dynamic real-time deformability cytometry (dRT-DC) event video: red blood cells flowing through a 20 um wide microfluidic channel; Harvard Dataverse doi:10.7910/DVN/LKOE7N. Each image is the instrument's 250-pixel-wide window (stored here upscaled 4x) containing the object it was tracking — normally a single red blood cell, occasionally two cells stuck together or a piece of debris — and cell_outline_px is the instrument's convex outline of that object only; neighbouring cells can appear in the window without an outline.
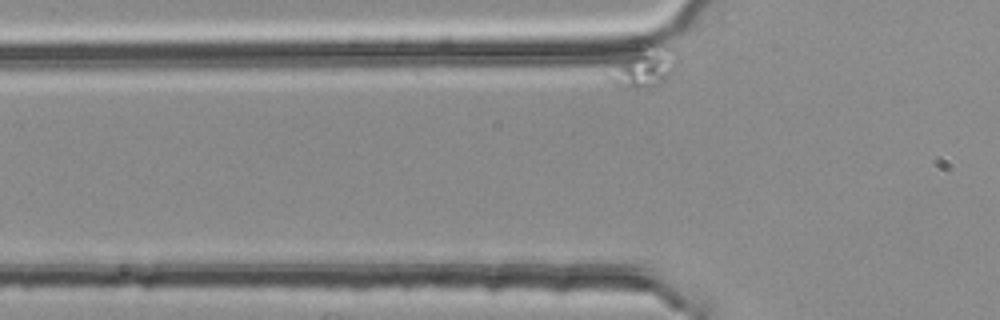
{"species": "common noctule bat (a hibernating species)", "species_latin": "Nyctalus noctula", "temperature_condition": "room temperature", "stored_images_in_passage": 10, "camera_frame_rate_fps": 3000, "um_per_image_px": 0.085, "animal": {"sex": "female", "body_mass_g": 25.1}, "frame": {"image": 1, "passage_image": 2, "time_ms": 0.333, "image_size_px": [1000, 320], "cell_outline_px": [[680, 60], [676, 68], [660, 84], [636, 88], [624, 88], [608, 80], [604, 76], [636, 44], [652, 40], [672, 44], [680, 52]], "centroid_in_image_um": [54.84, 5.54], "position_along_channel_um": 71.0, "area_um2": 17.57}}